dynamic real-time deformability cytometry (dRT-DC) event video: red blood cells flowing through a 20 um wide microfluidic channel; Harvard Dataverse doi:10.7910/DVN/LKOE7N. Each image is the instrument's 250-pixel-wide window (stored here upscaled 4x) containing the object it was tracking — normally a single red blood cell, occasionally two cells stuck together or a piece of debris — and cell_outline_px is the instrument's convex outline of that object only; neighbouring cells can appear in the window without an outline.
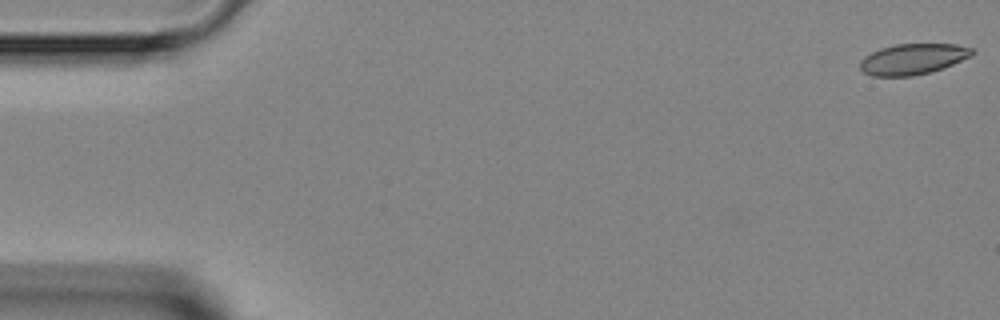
{"species": "Egyptian fruit bat (a non-hibernating species)", "species_latin": "Rousettus aegyptiacus", "temperature_condition": "room temperature", "stored_images_in_passage": 3, "camera_frame_rate_fps": 3000, "um_per_image_px": 0.085, "animal": {"sex": "female"}, "frame": {"image": 1, "passage_image": 1, "time_ms": 0.0, "image_size_px": [1000, 320], "cell_outline_px": [[976, 52], [972, 56], [944, 68], [932, 72], [912, 76], [872, 76], [864, 72], [860, 68], [860, 60], [864, 56], [880, 48], [896, 44], [956, 44], [972, 48]], "centroid_in_image_um": [77.62, 5.02], "position_along_channel_um": 7.4, "area_um2": 20.29}}